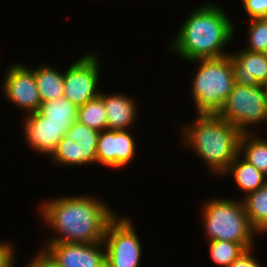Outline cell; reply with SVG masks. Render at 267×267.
Listing matches in <instances>:
<instances>
[{
  "mask_svg": "<svg viewBox=\"0 0 267 267\" xmlns=\"http://www.w3.org/2000/svg\"><path fill=\"white\" fill-rule=\"evenodd\" d=\"M41 204L40 218L57 232L45 242H103L108 223L117 215L104 200L87 194L64 195Z\"/></svg>",
  "mask_w": 267,
  "mask_h": 267,
  "instance_id": "cell-1",
  "label": "cell"
},
{
  "mask_svg": "<svg viewBox=\"0 0 267 267\" xmlns=\"http://www.w3.org/2000/svg\"><path fill=\"white\" fill-rule=\"evenodd\" d=\"M234 25L222 7L204 3L186 17L167 49L188 63L227 56L225 47L234 39Z\"/></svg>",
  "mask_w": 267,
  "mask_h": 267,
  "instance_id": "cell-2",
  "label": "cell"
},
{
  "mask_svg": "<svg viewBox=\"0 0 267 267\" xmlns=\"http://www.w3.org/2000/svg\"><path fill=\"white\" fill-rule=\"evenodd\" d=\"M181 129V143L193 150L213 174L223 176L239 154L242 132L218 115L197 114Z\"/></svg>",
  "mask_w": 267,
  "mask_h": 267,
  "instance_id": "cell-3",
  "label": "cell"
},
{
  "mask_svg": "<svg viewBox=\"0 0 267 267\" xmlns=\"http://www.w3.org/2000/svg\"><path fill=\"white\" fill-rule=\"evenodd\" d=\"M189 62L198 64L190 91L196 115H217L235 84L230 54Z\"/></svg>",
  "mask_w": 267,
  "mask_h": 267,
  "instance_id": "cell-4",
  "label": "cell"
},
{
  "mask_svg": "<svg viewBox=\"0 0 267 267\" xmlns=\"http://www.w3.org/2000/svg\"><path fill=\"white\" fill-rule=\"evenodd\" d=\"M203 230L207 242L227 240L254 248L256 235L250 225L242 199L211 198L202 206Z\"/></svg>",
  "mask_w": 267,
  "mask_h": 267,
  "instance_id": "cell-5",
  "label": "cell"
},
{
  "mask_svg": "<svg viewBox=\"0 0 267 267\" xmlns=\"http://www.w3.org/2000/svg\"><path fill=\"white\" fill-rule=\"evenodd\" d=\"M217 115L242 133L260 132L256 129L258 125L260 127L265 123V128L267 126V102L263 85L244 86L235 83Z\"/></svg>",
  "mask_w": 267,
  "mask_h": 267,
  "instance_id": "cell-6",
  "label": "cell"
},
{
  "mask_svg": "<svg viewBox=\"0 0 267 267\" xmlns=\"http://www.w3.org/2000/svg\"><path fill=\"white\" fill-rule=\"evenodd\" d=\"M103 243L105 267H139L142 245L130 218L116 215L107 225Z\"/></svg>",
  "mask_w": 267,
  "mask_h": 267,
  "instance_id": "cell-7",
  "label": "cell"
},
{
  "mask_svg": "<svg viewBox=\"0 0 267 267\" xmlns=\"http://www.w3.org/2000/svg\"><path fill=\"white\" fill-rule=\"evenodd\" d=\"M94 52L74 61L64 72L63 96L77 108L100 95V56Z\"/></svg>",
  "mask_w": 267,
  "mask_h": 267,
  "instance_id": "cell-8",
  "label": "cell"
},
{
  "mask_svg": "<svg viewBox=\"0 0 267 267\" xmlns=\"http://www.w3.org/2000/svg\"><path fill=\"white\" fill-rule=\"evenodd\" d=\"M8 67L2 87L5 99L26 112V115L37 112L42 101L33 69L20 62Z\"/></svg>",
  "mask_w": 267,
  "mask_h": 267,
  "instance_id": "cell-9",
  "label": "cell"
},
{
  "mask_svg": "<svg viewBox=\"0 0 267 267\" xmlns=\"http://www.w3.org/2000/svg\"><path fill=\"white\" fill-rule=\"evenodd\" d=\"M131 130H110L100 131L96 158L97 164L109 168H125L136 155V141Z\"/></svg>",
  "mask_w": 267,
  "mask_h": 267,
  "instance_id": "cell-10",
  "label": "cell"
},
{
  "mask_svg": "<svg viewBox=\"0 0 267 267\" xmlns=\"http://www.w3.org/2000/svg\"><path fill=\"white\" fill-rule=\"evenodd\" d=\"M59 267H105L103 242H47L43 248Z\"/></svg>",
  "mask_w": 267,
  "mask_h": 267,
  "instance_id": "cell-11",
  "label": "cell"
},
{
  "mask_svg": "<svg viewBox=\"0 0 267 267\" xmlns=\"http://www.w3.org/2000/svg\"><path fill=\"white\" fill-rule=\"evenodd\" d=\"M24 116L22 129L27 145L37 154L49 158L69 128L48 122L38 111Z\"/></svg>",
  "mask_w": 267,
  "mask_h": 267,
  "instance_id": "cell-12",
  "label": "cell"
},
{
  "mask_svg": "<svg viewBox=\"0 0 267 267\" xmlns=\"http://www.w3.org/2000/svg\"><path fill=\"white\" fill-rule=\"evenodd\" d=\"M234 81L244 86L267 84V54L241 49L230 52Z\"/></svg>",
  "mask_w": 267,
  "mask_h": 267,
  "instance_id": "cell-13",
  "label": "cell"
},
{
  "mask_svg": "<svg viewBox=\"0 0 267 267\" xmlns=\"http://www.w3.org/2000/svg\"><path fill=\"white\" fill-rule=\"evenodd\" d=\"M99 96L106 111L107 129L130 130L137 120V102L124 93L107 94L101 91Z\"/></svg>",
  "mask_w": 267,
  "mask_h": 267,
  "instance_id": "cell-14",
  "label": "cell"
},
{
  "mask_svg": "<svg viewBox=\"0 0 267 267\" xmlns=\"http://www.w3.org/2000/svg\"><path fill=\"white\" fill-rule=\"evenodd\" d=\"M232 175L234 183L241 192L247 194L256 191L267 183V176L254 165L248 163L239 154L230 163L223 175Z\"/></svg>",
  "mask_w": 267,
  "mask_h": 267,
  "instance_id": "cell-15",
  "label": "cell"
},
{
  "mask_svg": "<svg viewBox=\"0 0 267 267\" xmlns=\"http://www.w3.org/2000/svg\"><path fill=\"white\" fill-rule=\"evenodd\" d=\"M39 65L32 69L42 103L63 97L64 70L61 72L49 64Z\"/></svg>",
  "mask_w": 267,
  "mask_h": 267,
  "instance_id": "cell-16",
  "label": "cell"
},
{
  "mask_svg": "<svg viewBox=\"0 0 267 267\" xmlns=\"http://www.w3.org/2000/svg\"><path fill=\"white\" fill-rule=\"evenodd\" d=\"M250 225L259 234H267V183L242 199Z\"/></svg>",
  "mask_w": 267,
  "mask_h": 267,
  "instance_id": "cell-17",
  "label": "cell"
},
{
  "mask_svg": "<svg viewBox=\"0 0 267 267\" xmlns=\"http://www.w3.org/2000/svg\"><path fill=\"white\" fill-rule=\"evenodd\" d=\"M259 133H242L239 155L267 176V138Z\"/></svg>",
  "mask_w": 267,
  "mask_h": 267,
  "instance_id": "cell-18",
  "label": "cell"
},
{
  "mask_svg": "<svg viewBox=\"0 0 267 267\" xmlns=\"http://www.w3.org/2000/svg\"><path fill=\"white\" fill-rule=\"evenodd\" d=\"M100 132L87 125L75 121L66 136L82 148L83 166L97 163L96 149Z\"/></svg>",
  "mask_w": 267,
  "mask_h": 267,
  "instance_id": "cell-19",
  "label": "cell"
},
{
  "mask_svg": "<svg viewBox=\"0 0 267 267\" xmlns=\"http://www.w3.org/2000/svg\"><path fill=\"white\" fill-rule=\"evenodd\" d=\"M77 107L64 96L40 105L38 112L54 125H66L68 128L77 119Z\"/></svg>",
  "mask_w": 267,
  "mask_h": 267,
  "instance_id": "cell-20",
  "label": "cell"
},
{
  "mask_svg": "<svg viewBox=\"0 0 267 267\" xmlns=\"http://www.w3.org/2000/svg\"><path fill=\"white\" fill-rule=\"evenodd\" d=\"M77 121L97 131L107 129V118L103 100L97 96L77 109Z\"/></svg>",
  "mask_w": 267,
  "mask_h": 267,
  "instance_id": "cell-21",
  "label": "cell"
},
{
  "mask_svg": "<svg viewBox=\"0 0 267 267\" xmlns=\"http://www.w3.org/2000/svg\"><path fill=\"white\" fill-rule=\"evenodd\" d=\"M49 157L51 163L59 166L83 165L82 148L66 135L59 141L56 149Z\"/></svg>",
  "mask_w": 267,
  "mask_h": 267,
  "instance_id": "cell-22",
  "label": "cell"
},
{
  "mask_svg": "<svg viewBox=\"0 0 267 267\" xmlns=\"http://www.w3.org/2000/svg\"><path fill=\"white\" fill-rule=\"evenodd\" d=\"M209 253L214 264L229 267L247 249L240 243L227 240H213L208 242Z\"/></svg>",
  "mask_w": 267,
  "mask_h": 267,
  "instance_id": "cell-23",
  "label": "cell"
},
{
  "mask_svg": "<svg viewBox=\"0 0 267 267\" xmlns=\"http://www.w3.org/2000/svg\"><path fill=\"white\" fill-rule=\"evenodd\" d=\"M247 43L245 50L267 52V18L249 19ZM248 44V45H247Z\"/></svg>",
  "mask_w": 267,
  "mask_h": 267,
  "instance_id": "cell-24",
  "label": "cell"
},
{
  "mask_svg": "<svg viewBox=\"0 0 267 267\" xmlns=\"http://www.w3.org/2000/svg\"><path fill=\"white\" fill-rule=\"evenodd\" d=\"M249 19L267 18V0H241Z\"/></svg>",
  "mask_w": 267,
  "mask_h": 267,
  "instance_id": "cell-25",
  "label": "cell"
},
{
  "mask_svg": "<svg viewBox=\"0 0 267 267\" xmlns=\"http://www.w3.org/2000/svg\"><path fill=\"white\" fill-rule=\"evenodd\" d=\"M9 241H0V267H15V246Z\"/></svg>",
  "mask_w": 267,
  "mask_h": 267,
  "instance_id": "cell-26",
  "label": "cell"
},
{
  "mask_svg": "<svg viewBox=\"0 0 267 267\" xmlns=\"http://www.w3.org/2000/svg\"><path fill=\"white\" fill-rule=\"evenodd\" d=\"M25 267H59V265L44 249H39Z\"/></svg>",
  "mask_w": 267,
  "mask_h": 267,
  "instance_id": "cell-27",
  "label": "cell"
},
{
  "mask_svg": "<svg viewBox=\"0 0 267 267\" xmlns=\"http://www.w3.org/2000/svg\"><path fill=\"white\" fill-rule=\"evenodd\" d=\"M254 248L247 249L236 260H234L229 267H262L259 260L253 255Z\"/></svg>",
  "mask_w": 267,
  "mask_h": 267,
  "instance_id": "cell-28",
  "label": "cell"
},
{
  "mask_svg": "<svg viewBox=\"0 0 267 267\" xmlns=\"http://www.w3.org/2000/svg\"><path fill=\"white\" fill-rule=\"evenodd\" d=\"M264 90H265V97H266V102H267V84L263 85Z\"/></svg>",
  "mask_w": 267,
  "mask_h": 267,
  "instance_id": "cell-29",
  "label": "cell"
}]
</instances>
